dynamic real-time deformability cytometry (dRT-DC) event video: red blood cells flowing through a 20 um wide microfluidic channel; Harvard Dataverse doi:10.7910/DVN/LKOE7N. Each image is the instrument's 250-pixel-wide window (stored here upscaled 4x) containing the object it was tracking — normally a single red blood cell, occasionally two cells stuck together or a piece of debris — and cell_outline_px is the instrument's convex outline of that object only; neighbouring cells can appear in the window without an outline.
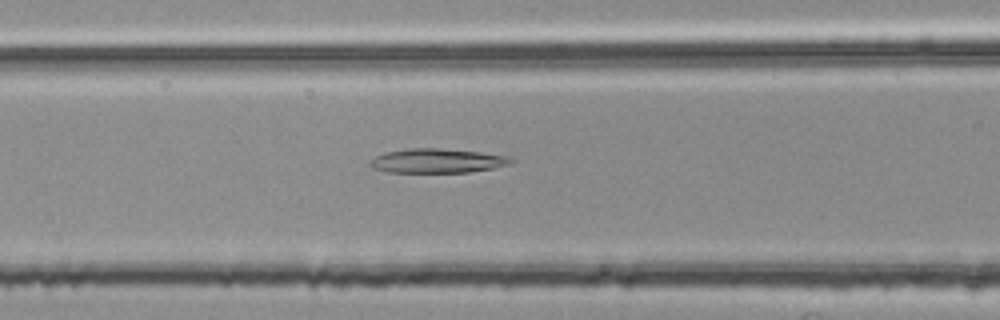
{"species": "common noctule bat (a hibernating species)", "species_latin": "Nyctalus noctula", "temperature_condition": "room temperature", "stored_images_in_passage": 54, "camera_frame_rate_fps": 3000, "um_per_image_px": 0.085, "animal": {"sex": "female", "body_mass_g": 25.1}, "frame": {"image": 1, "passage_image": 22, "time_ms": 7.0, "image_size_px": [1000, 320], "cell_outline_px": [[516, 160], [512, 164], [492, 168], [468, 172], [384, 172], [372, 168], [368, 164], [368, 160], [384, 152], [408, 148], [440, 148], [480, 152], [508, 156]], "centroid_in_image_um": [37.13, 13.66], "position_along_channel_um": 129.5, "area_um2": 20.17}}
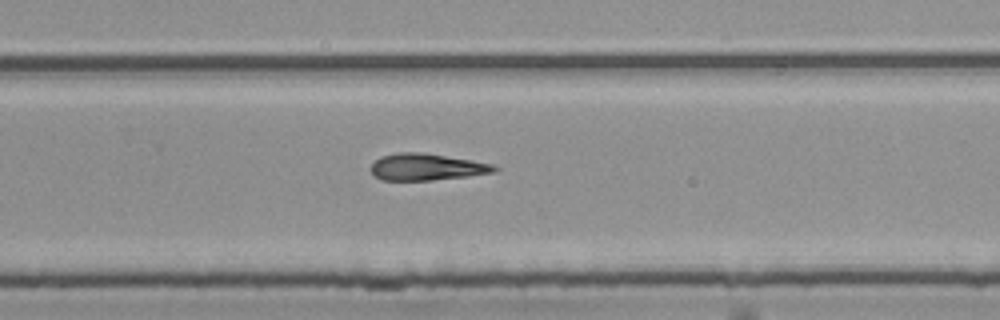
{"frame": {"image": 2, "passage_image": 35, "time_ms": 11.333, "image_size_px": [1000, 320], "cell_outline_px": [[500, 168], [496, 172], [432, 180], [380, 180], [372, 172], [372, 164], [380, 156], [396, 152], [420, 152], [472, 160], [492, 164]], "centroid_in_image_um": [36.26, 14.18], "position_along_channel_um": 293.5, "area_um2": 19.07}}
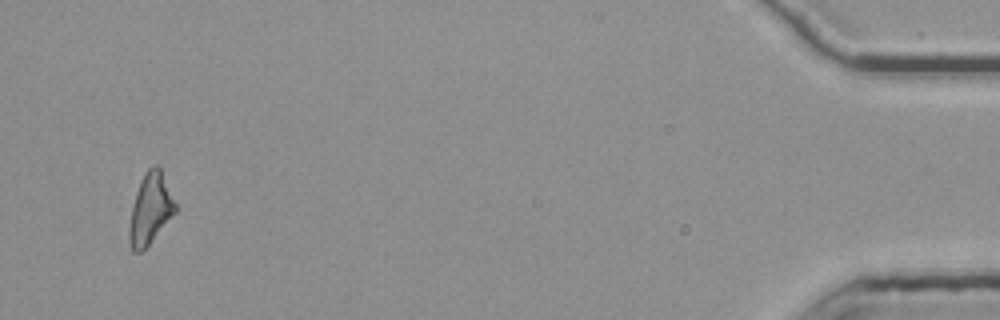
{"frame": {"image": 3, "passage_image": 52, "time_ms": 17.0, "image_size_px": [1000, 320], "cell_outline_px": [[176, 212], [148, 244], [140, 252], [132, 252], [128, 236], [128, 228], [132, 204], [140, 180], [144, 172], [152, 164], [156, 164], [160, 168], [176, 204]], "centroid_in_image_um": [12.75, 17.73], "position_along_channel_um": 422.5, "area_um2": 18.9}}